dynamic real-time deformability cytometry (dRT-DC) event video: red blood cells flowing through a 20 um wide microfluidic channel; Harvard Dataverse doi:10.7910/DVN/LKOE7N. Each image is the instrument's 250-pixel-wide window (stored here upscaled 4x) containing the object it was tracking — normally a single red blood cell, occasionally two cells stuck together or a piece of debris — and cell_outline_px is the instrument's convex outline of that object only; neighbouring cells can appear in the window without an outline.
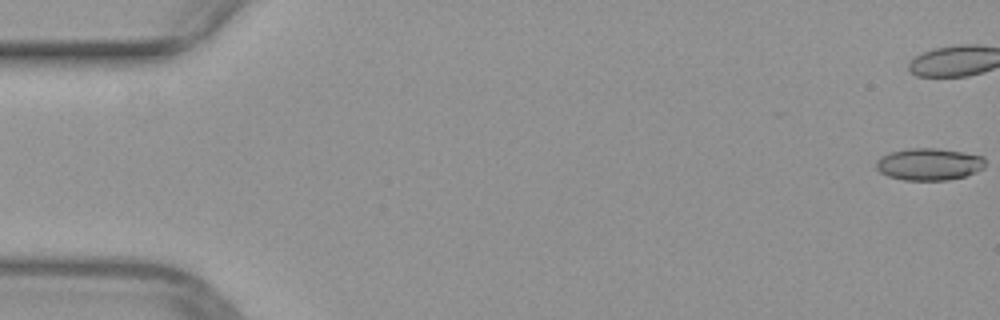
{"species": "common noctule bat (a hibernating species)", "species_latin": "Nyctalus noctula", "temperature_condition": "warm", "stored_images_in_passage": 15, "camera_frame_rate_fps": 3000, "um_per_image_px": 0.085, "animal": {"sex": "female", "body_mass_g": 29.2, "forearm_length_mm": 56.3}, "frame": {"image": 1, "passage_image": 1, "time_ms": 0.0, "image_size_px": [1000, 320], "cell_outline_px": [[984, 168], [976, 172], [964, 176], [948, 180], [904, 180], [888, 176], [880, 172], [876, 168], [876, 160], [880, 156], [888, 152], [908, 148], [936, 148], [984, 156]], "centroid_in_image_um": [78.93, 13.95], "position_along_channel_um": 6.1, "area_um2": 20.46}}